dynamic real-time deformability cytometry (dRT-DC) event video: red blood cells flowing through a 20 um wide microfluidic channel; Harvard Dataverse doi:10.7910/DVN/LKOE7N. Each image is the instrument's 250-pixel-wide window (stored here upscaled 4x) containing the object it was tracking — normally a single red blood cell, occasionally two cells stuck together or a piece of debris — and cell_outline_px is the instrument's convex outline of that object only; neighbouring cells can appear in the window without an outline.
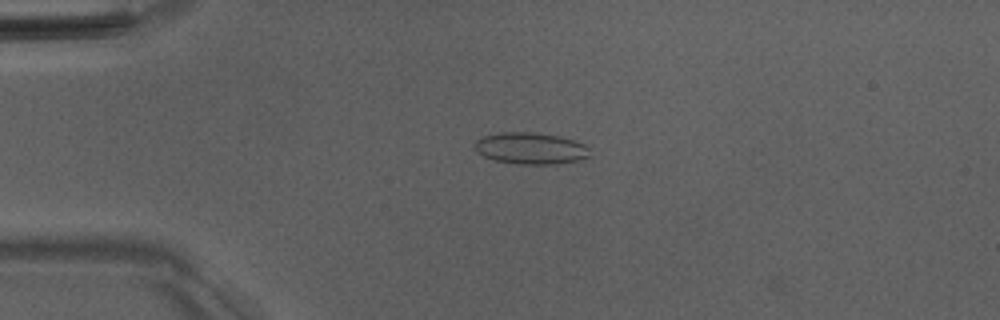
{"species": "Egyptian fruit bat (a non-hibernating species)", "species_latin": "Rousettus aegyptiacus", "temperature_condition": "room temperature", "stored_images_in_passage": 45, "camera_frame_rate_fps": 3000, "um_per_image_px": 0.085, "animal": {"sex": "male"}, "frame": {"image": 1, "passage_image": 13, "time_ms": 4.0, "image_size_px": [1000, 320], "cell_outline_px": [[588, 156], [576, 160], [556, 164], [516, 164], [492, 160], [476, 152], [476, 140], [484, 136], [500, 132], [532, 132], [556, 136], [572, 140], [584, 144], [588, 148]], "centroid_in_image_um": [45.05, 12.61], "position_along_channel_um": 40.0, "area_um2": 20.92}}
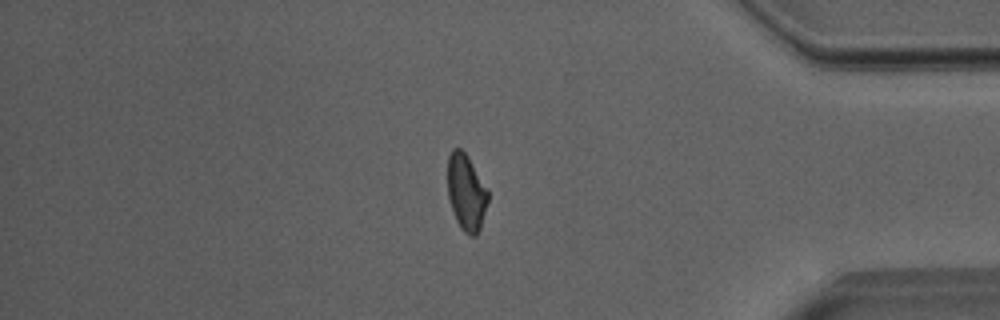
{"frame": {"image": 2, "passage_image": 44, "time_ms": 14.333, "image_size_px": [1000, 320], "cell_outline_px": [[488, 200], [480, 228], [476, 236], [472, 236], [464, 232], [460, 228], [456, 220], [448, 196], [448, 156], [452, 148], [460, 148], [468, 156], [488, 188]], "centroid_in_image_um": [39.63, 16.33], "position_along_channel_um": 395.6, "area_um2": 17.98}}